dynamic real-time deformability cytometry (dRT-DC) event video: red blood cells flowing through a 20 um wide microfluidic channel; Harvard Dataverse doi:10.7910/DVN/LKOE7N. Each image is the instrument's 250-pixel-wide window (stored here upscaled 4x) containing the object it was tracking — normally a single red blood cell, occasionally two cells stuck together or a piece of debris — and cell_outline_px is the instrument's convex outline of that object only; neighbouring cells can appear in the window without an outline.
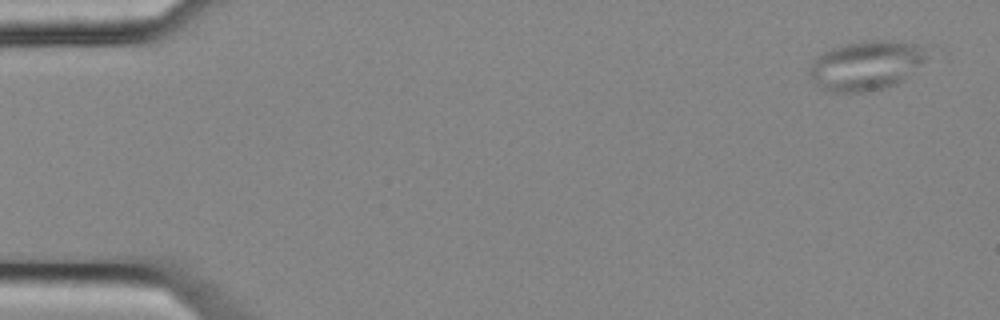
{"species": "common noctule bat (a hibernating species)", "species_latin": "Nyctalus noctula", "temperature_condition": "cold", "stored_images_in_passage": 5, "camera_frame_rate_fps": 3000, "um_per_image_px": 0.085, "animal": {"sex": "female", "body_mass_g": 25.1}, "frame": {"image": 1, "passage_image": 1, "time_ms": 0.0, "image_size_px": [1000, 320], "cell_outline_px": [[928, 44], [924, 60], [896, 84], [884, 88], [860, 92], [828, 92], [820, 88], [816, 84], [808, 72], [808, 68], [812, 60], [816, 56], [832, 48], [844, 44], [872, 40], [896, 40]], "centroid_in_image_um": [73.6, 5.54], "position_along_channel_um": 11.4, "area_um2": 33.93}}